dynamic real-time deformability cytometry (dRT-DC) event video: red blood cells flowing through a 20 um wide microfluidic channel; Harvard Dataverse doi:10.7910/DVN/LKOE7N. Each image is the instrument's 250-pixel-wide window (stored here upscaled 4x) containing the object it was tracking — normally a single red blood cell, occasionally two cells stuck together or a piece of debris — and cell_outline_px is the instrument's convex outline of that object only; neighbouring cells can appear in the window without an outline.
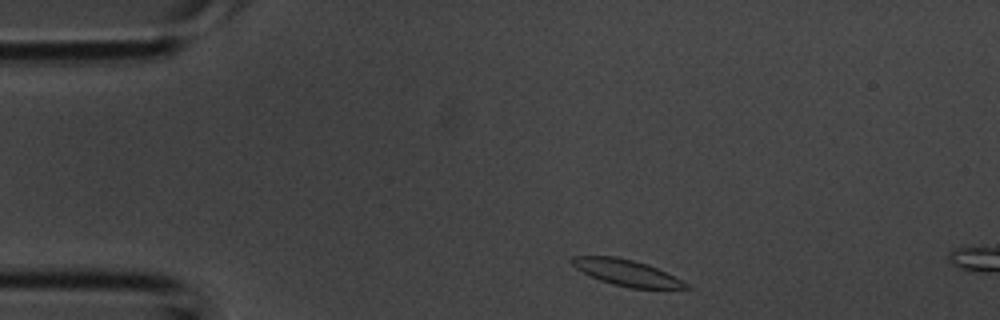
{"species": "common noctule bat (a hibernating species)", "species_latin": "Nyctalus noctula", "temperature_condition": "room temperature", "stored_images_in_passage": 2, "camera_frame_rate_fps": 3000, "um_per_image_px": 0.085, "animal": {"sex": "male", "body_mass_g": 20.1, "forearm_length_mm": 53.5}, "frame": {"image": 1, "passage_image": 1, "time_ms": 0.0, "image_size_px": [1000, 320], "cell_outline_px": [[692, 288], [628, 288], [612, 284], [588, 276], [580, 272], [568, 260], [572, 256], [616, 256], [648, 264], [688, 284]], "centroid_in_image_um": [53.16, 23.17], "position_along_channel_um": 31.8, "area_um2": 17.28}}